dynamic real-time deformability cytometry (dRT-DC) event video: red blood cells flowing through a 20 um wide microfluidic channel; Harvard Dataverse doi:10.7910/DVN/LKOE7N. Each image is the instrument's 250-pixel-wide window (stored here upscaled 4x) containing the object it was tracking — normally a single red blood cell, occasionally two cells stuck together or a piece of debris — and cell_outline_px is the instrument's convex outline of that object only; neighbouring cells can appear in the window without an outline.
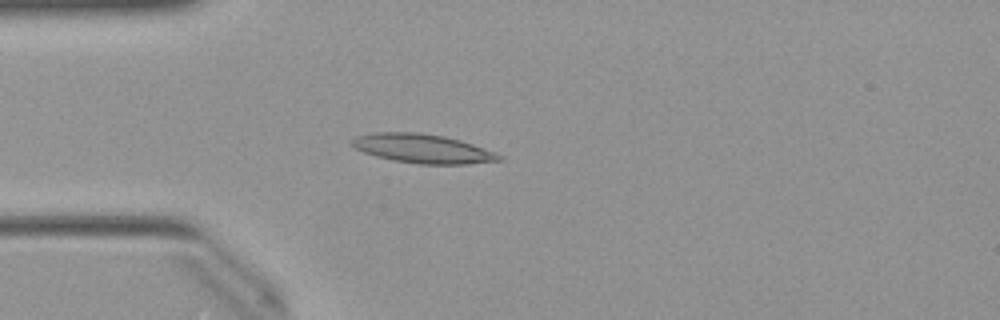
{"species": "Egyptian fruit bat (a non-hibernating species)", "species_latin": "Rousettus aegyptiacus", "temperature_condition": "warm", "stored_images_in_passage": 38, "camera_frame_rate_fps": 3000, "um_per_image_px": 0.085, "animal": {"sex": "female"}, "frame": {"image": 1, "passage_image": 1, "time_ms": 0.0, "image_size_px": [1000, 320], "cell_outline_px": [[504, 160], [468, 164], [420, 164], [396, 160], [376, 156], [364, 152], [348, 144], [348, 140], [356, 136], [372, 132], [420, 132], [444, 136], [460, 140], [496, 152], [504, 156]], "centroid_in_image_um": [35.92, 12.62], "position_along_channel_um": 49.1, "area_um2": 25.09}}
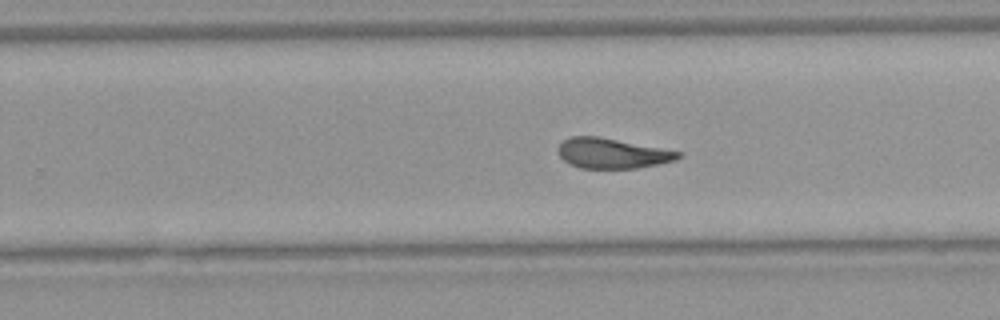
{"frame": {"image": 2, "passage_image": 19, "time_ms": 6.0, "image_size_px": [1000, 320], "cell_outline_px": [[680, 156], [676, 160], [636, 168], [580, 168], [564, 160], [560, 156], [556, 148], [568, 136], [600, 136], [680, 152]], "centroid_in_image_um": [51.98, 13.02], "position_along_channel_um": 277.8, "area_um2": 20.87}}
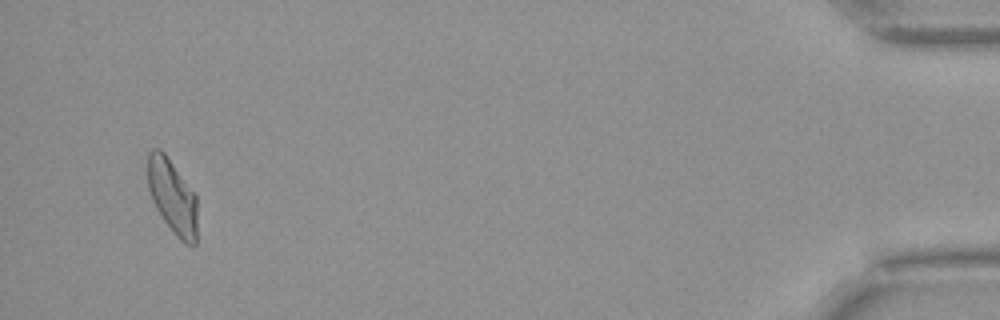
{"frame": {"image": 3, "passage_image": 36, "time_ms": 11.667, "image_size_px": [1000, 320], "cell_outline_px": [[196, 244], [184, 244], [176, 236], [164, 220], [156, 208], [152, 200], [148, 188], [148, 152], [152, 148], [160, 148], [164, 152], [196, 196]], "centroid_in_image_um": [14.63, 16.7], "position_along_channel_um": 420.6, "area_um2": 21.21}, "authors_computed_cell_mechanics": {"area_um2": 21.9351, "velocity_mm_per_s": 3.9985, "shape_relaxation_time_tau1_ms": 9.6529, "shape_relaxation_time_tau2_ms": 2.0446, "deformation_change_tau1": 0.2688, "deformation_change_tau2": 0.1024}}